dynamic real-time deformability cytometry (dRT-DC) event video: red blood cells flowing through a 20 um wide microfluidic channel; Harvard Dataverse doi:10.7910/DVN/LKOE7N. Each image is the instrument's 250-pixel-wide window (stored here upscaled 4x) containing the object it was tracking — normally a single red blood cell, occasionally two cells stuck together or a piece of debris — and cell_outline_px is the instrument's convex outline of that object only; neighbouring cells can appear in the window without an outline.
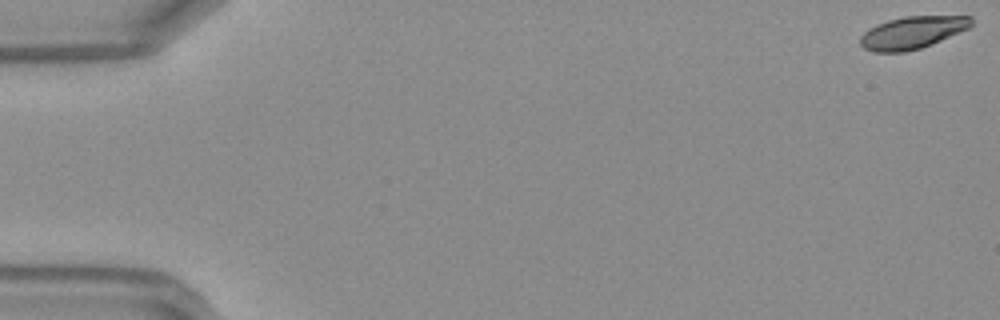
{"species": "Egyptian fruit bat (a non-hibernating species)", "species_latin": "Rousettus aegyptiacus", "temperature_condition": "warm", "stored_images_in_passage": 49, "camera_frame_rate_fps": 3000, "um_per_image_px": 0.085, "frame": {"image": 1, "passage_image": 1, "time_ms": 0.0, "image_size_px": [1000, 320], "cell_outline_px": [[972, 24], [968, 28], [932, 44], [920, 48], [904, 52], [872, 52], [864, 48], [860, 44], [860, 36], [868, 28], [876, 24], [888, 20], [904, 16], [972, 16]], "centroid_in_image_um": [77.5, 2.77], "position_along_channel_um": 7.5, "area_um2": 20.92}}
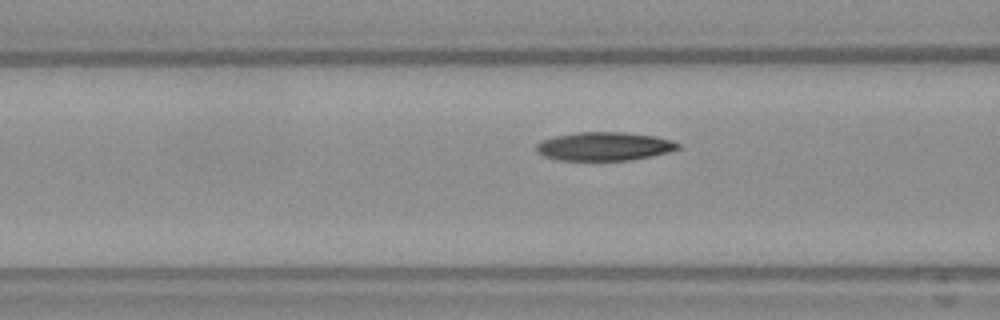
{"frame": {"image": 2, "passage_image": 20, "time_ms": 6.333, "image_size_px": [1000, 320], "cell_outline_px": [[680, 148], [668, 152], [652, 156], [632, 160], [556, 160], [544, 156], [536, 152], [536, 144], [544, 140], [556, 136], [576, 132], [624, 132], [652, 136], [672, 140], [680, 144]], "centroid_in_image_um": [51.36, 12.44], "position_along_channel_um": 115.2, "area_um2": 23.52}}
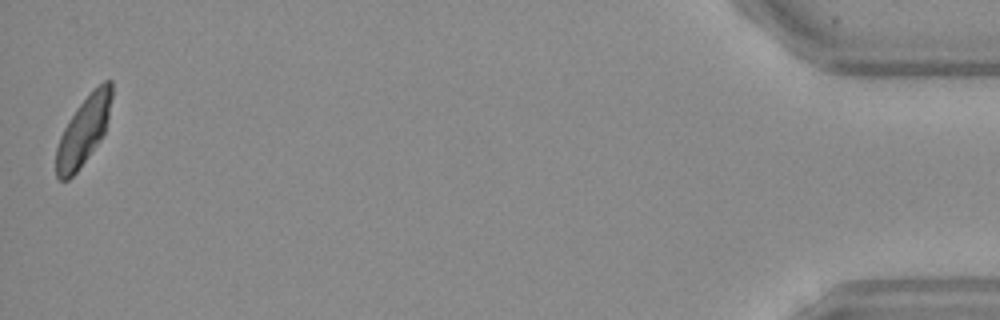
{"frame": {"image": 3, "passage_image": 49, "time_ms": 16.0, "image_size_px": [1000, 320], "cell_outline_px": [[112, 96], [108, 120], [104, 132], [100, 140], [76, 172], [68, 180], [60, 180], [56, 176], [56, 148], [60, 136], [64, 128], [76, 108], [104, 80], [112, 80]], "centroid_in_image_um": [7.09, 11.13], "position_along_channel_um": 428.1, "area_um2": 21.68}, "authors_computed_cell_mechanics": {"area_um2": 23.0044, "velocity_mm_per_s": 4.172, "shape_relaxation_time_tau1_ms": 5.3559, "shape_relaxation_time_tau2_ms": 3.5128, "deformation_change_tau1": 0.1665, "deformation_change_tau2": 0.0616}}